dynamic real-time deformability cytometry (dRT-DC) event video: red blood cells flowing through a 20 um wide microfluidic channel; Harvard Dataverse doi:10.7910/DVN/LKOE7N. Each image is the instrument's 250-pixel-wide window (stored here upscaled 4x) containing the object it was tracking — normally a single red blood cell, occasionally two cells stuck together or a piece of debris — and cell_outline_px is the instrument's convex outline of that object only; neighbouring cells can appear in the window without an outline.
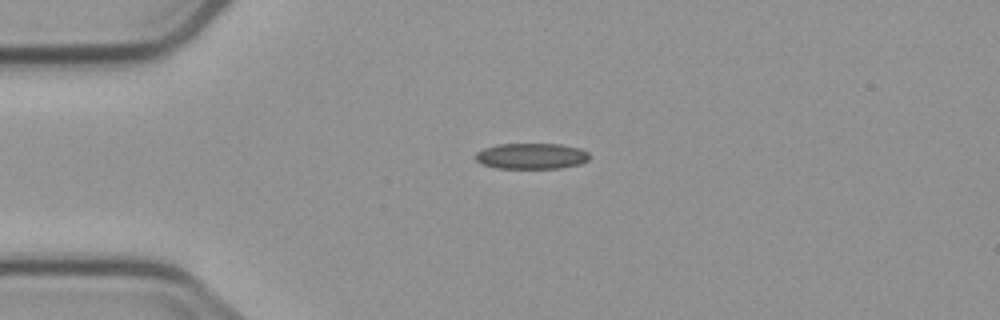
{"species": "common noctule bat (a hibernating species)", "species_latin": "Nyctalus noctula", "temperature_condition": "cold", "stored_images_in_passage": 2, "camera_frame_rate_fps": 3000, "um_per_image_px": 0.085, "animal": {"sex": "male", "body_mass_g": 23.1, "forearm_length_mm": 52.7}, "frame": {"image": 1, "passage_image": 1, "time_ms": 0.0, "image_size_px": [1000, 320], "cell_outline_px": [[588, 160], [580, 164], [560, 168], [496, 168], [484, 164], [476, 160], [472, 156], [476, 152], [484, 148], [496, 144], [560, 144], [580, 148], [588, 152]], "centroid_in_image_um": [45.14, 13.26], "position_along_channel_um": 39.9, "area_um2": 17.22}}